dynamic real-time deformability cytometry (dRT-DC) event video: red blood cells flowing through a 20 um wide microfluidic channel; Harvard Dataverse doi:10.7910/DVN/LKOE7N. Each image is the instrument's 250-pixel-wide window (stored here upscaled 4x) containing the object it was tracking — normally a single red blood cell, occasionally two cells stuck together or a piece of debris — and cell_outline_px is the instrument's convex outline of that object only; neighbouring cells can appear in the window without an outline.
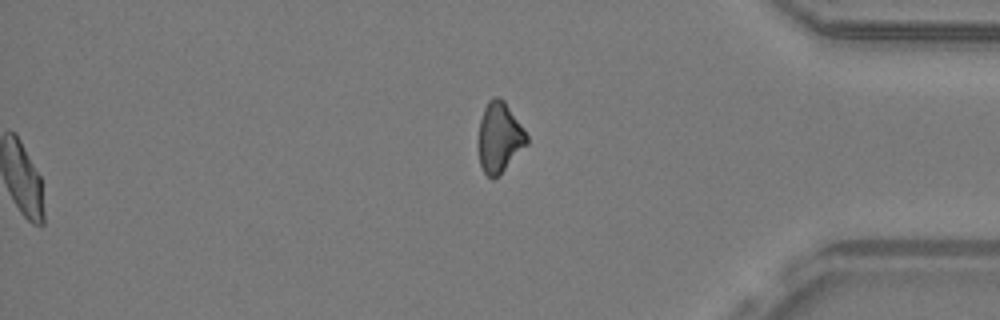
{"species": "common noctule bat (a hibernating species)", "species_latin": "Nyctalus noctula", "temperature_condition": "warm", "stored_images_in_passage": 53, "segment_of_instrument_passage": [2, 2], "camera_frame_rate_fps": 3000, "um_per_image_px": 0.085, "animal": {"sex": "male", "body_mass_g": 19.2, "forearm_length_mm": 51.8}, "frame": {"image": 1, "passage_image": 53, "time_ms": 17.333, "image_size_px": [1000, 320], "cell_outline_px": [[528, 144], [500, 176], [492, 180], [484, 172], [480, 164], [476, 140], [480, 120], [484, 108], [488, 100], [492, 96], [496, 96], [504, 100], [528, 136]], "centroid_in_image_um": [42.42, 11.72], "position_along_channel_um": 392.8, "area_um2": 20.29}}